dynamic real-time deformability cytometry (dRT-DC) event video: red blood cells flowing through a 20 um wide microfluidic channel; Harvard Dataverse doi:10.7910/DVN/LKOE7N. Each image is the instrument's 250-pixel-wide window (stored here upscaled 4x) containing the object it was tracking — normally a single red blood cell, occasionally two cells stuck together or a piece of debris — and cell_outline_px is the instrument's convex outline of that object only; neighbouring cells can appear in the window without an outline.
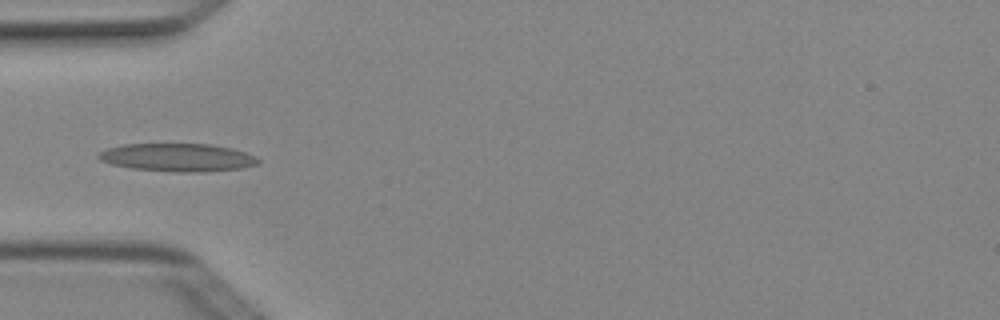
{"species": "Egyptian fruit bat (a non-hibernating species)", "species_latin": "Rousettus aegyptiacus", "temperature_condition": "cold", "stored_images_in_passage": 5, "camera_frame_rate_fps": 3000, "um_per_image_px": 0.085, "animal": {"sex": "female"}, "frame": {"image": 1, "passage_image": 5, "time_ms": 1.333, "image_size_px": [1000, 320], "cell_outline_px": [[260, 160], [256, 164], [244, 168], [200, 172], [180, 172], [132, 168], [112, 164], [100, 160], [96, 156], [100, 152], [108, 148], [124, 144], [212, 144], [232, 148], [256, 156]], "centroid_in_image_um": [15.11, 13.38], "position_along_channel_um": 69.9, "area_um2": 25.95}}